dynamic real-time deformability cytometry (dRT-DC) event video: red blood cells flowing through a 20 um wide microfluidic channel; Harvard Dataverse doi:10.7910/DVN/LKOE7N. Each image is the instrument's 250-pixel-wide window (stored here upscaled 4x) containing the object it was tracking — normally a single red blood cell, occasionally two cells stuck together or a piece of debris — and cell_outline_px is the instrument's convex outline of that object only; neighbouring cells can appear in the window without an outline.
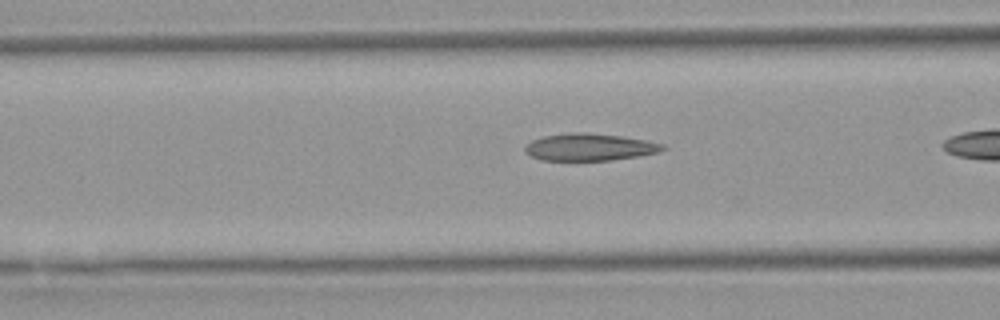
{"species": "Egyptian fruit bat (a non-hibernating species)", "species_latin": "Rousettus aegyptiacus", "temperature_condition": "warm", "stored_images_in_passage": 20, "camera_frame_rate_fps": 3000, "um_per_image_px": 0.085, "animal": {"sex": "female"}, "frame": {"image": 1, "passage_image": 18, "time_ms": 5.667, "image_size_px": [1000, 320], "cell_outline_px": [[668, 148], [656, 152], [636, 156], [612, 160], [540, 160], [524, 152], [524, 148], [532, 140], [544, 136], [568, 132], [588, 132], [620, 136], [644, 140], [664, 144]], "centroid_in_image_um": [50.08, 12.49], "position_along_channel_um": 116.5, "area_um2": 21.68}}